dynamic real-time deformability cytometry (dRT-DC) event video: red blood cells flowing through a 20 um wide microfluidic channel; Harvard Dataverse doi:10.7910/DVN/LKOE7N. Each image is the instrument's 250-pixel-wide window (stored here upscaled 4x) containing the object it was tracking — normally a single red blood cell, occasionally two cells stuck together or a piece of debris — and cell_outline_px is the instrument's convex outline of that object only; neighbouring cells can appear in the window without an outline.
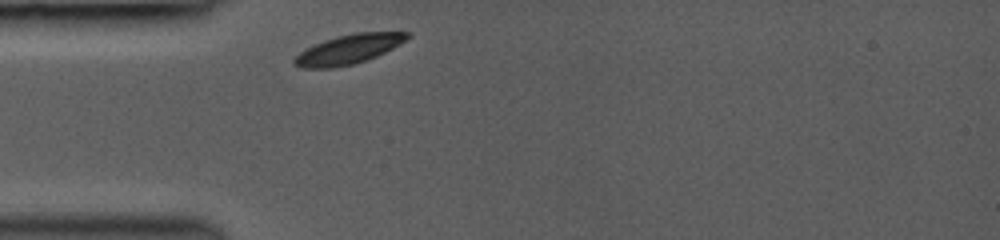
{"species": "common noctule bat (a hibernating species)", "species_latin": "Nyctalus noctula", "temperature_condition": "room temperature", "stored_images_in_passage": 7, "camera_frame_rate_fps": 3000, "um_per_image_px": 0.085, "animal": {"sex": "female", "body_mass_g": 19.0, "forearm_length_mm": 53.3}, "frame": {"image": 1, "passage_image": 1, "time_ms": 0.0, "image_size_px": [1000, 240], "cell_outline_px": [[412, 32], [400, 44], [368, 60], [352, 64], [332, 68], [300, 68], [292, 64], [292, 60], [300, 52], [324, 40], [336, 36], [356, 32]], "centroid_in_image_um": [29.59, 4.19], "position_along_channel_um": 55.4, "area_um2": 19.19}}
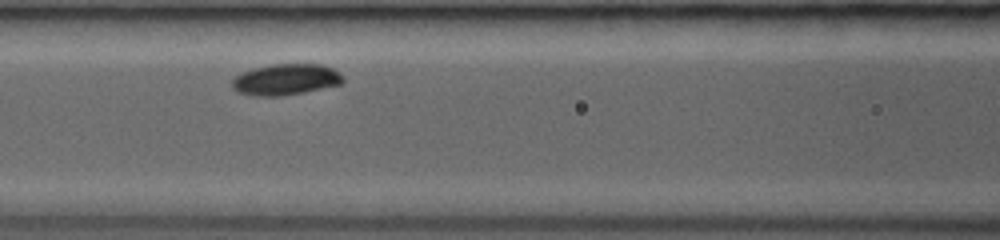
{"frame": {"image": 2, "passage_image": 5, "time_ms": 2.333, "image_size_px": [1000, 240], "cell_outline_px": [[344, 80], [340, 84], [304, 92], [280, 96], [252, 96], [236, 92], [232, 88], [232, 80], [236, 76], [252, 68], [268, 64], [324, 64], [340, 72], [344, 76]], "centroid_in_image_um": [24.28, 6.75], "position_along_channel_um": 142.3, "area_um2": 20.35}}
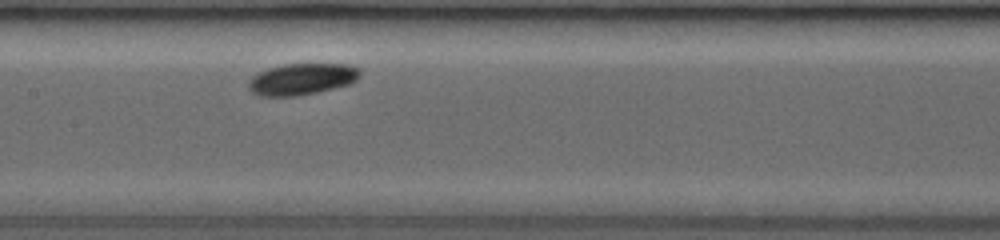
{"frame": {"image": 3, "passage_image": 7, "time_ms": 3.333, "image_size_px": [1000, 240], "cell_outline_px": [[360, 76], [352, 84], [316, 92], [296, 96], [260, 96], [252, 92], [248, 88], [248, 80], [252, 76], [268, 68], [284, 64], [348, 64], [360, 68]], "centroid_in_image_um": [25.67, 6.72], "position_along_channel_um": 181.7, "area_um2": 20.58}}